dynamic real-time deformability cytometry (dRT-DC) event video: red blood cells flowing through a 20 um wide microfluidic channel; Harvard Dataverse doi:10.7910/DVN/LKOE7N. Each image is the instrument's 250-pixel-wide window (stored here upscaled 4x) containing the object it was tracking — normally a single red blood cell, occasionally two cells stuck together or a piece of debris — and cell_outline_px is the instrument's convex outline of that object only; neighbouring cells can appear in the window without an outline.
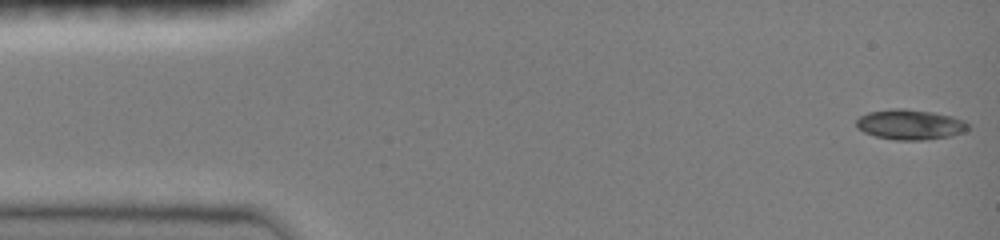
{"species": "common noctule bat (a hibernating species)", "species_latin": "Nyctalus noctula", "temperature_condition": "room temperature", "stored_images_in_passage": 11, "camera_frame_rate_fps": 3000, "um_per_image_px": 0.085, "animal": {"sex": "female", "body_mass_g": 19.0, "forearm_length_mm": 51.5}, "frame": {"image": 1, "passage_image": 1, "time_ms": 0.0, "image_size_px": [1000, 240], "cell_outline_px": [[968, 128], [964, 132], [952, 136], [924, 140], [896, 140], [876, 136], [864, 132], [856, 128], [856, 120], [860, 116], [868, 112], [892, 108], [904, 108], [932, 112], [952, 116], [964, 120], [968, 124]], "centroid_in_image_um": [77.35, 10.58], "position_along_channel_um": 7.7, "area_um2": 19.77}}
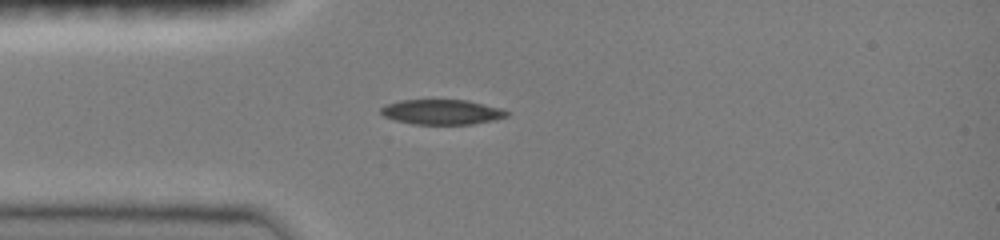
{"frame": {"image": 2, "passage_image": 7, "time_ms": 2.0, "image_size_px": [1000, 240], "cell_outline_px": [[508, 116], [492, 120], [472, 124], [412, 124], [396, 120], [384, 116], [380, 112], [380, 108], [388, 104], [400, 100], [468, 100], [500, 108], [508, 112]], "centroid_in_image_um": [37.54, 9.52], "position_along_channel_um": 47.5, "area_um2": 18.15}}
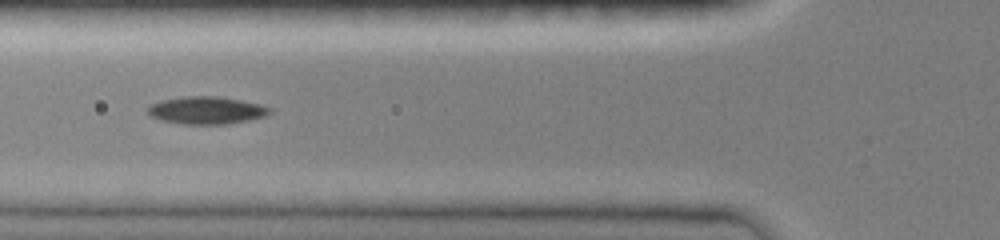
{"frame": {"image": 3, "passage_image": 10, "time_ms": 3.0, "image_size_px": [1000, 240], "cell_outline_px": [[272, 112], [268, 116], [228, 124], [184, 124], [160, 120], [152, 116], [148, 112], [148, 104], [160, 100], [180, 96], [216, 96], [240, 100], [260, 104], [272, 108]], "centroid_in_image_um": [17.56, 9.37], "position_along_channel_um": 108.2, "area_um2": 19.77}}